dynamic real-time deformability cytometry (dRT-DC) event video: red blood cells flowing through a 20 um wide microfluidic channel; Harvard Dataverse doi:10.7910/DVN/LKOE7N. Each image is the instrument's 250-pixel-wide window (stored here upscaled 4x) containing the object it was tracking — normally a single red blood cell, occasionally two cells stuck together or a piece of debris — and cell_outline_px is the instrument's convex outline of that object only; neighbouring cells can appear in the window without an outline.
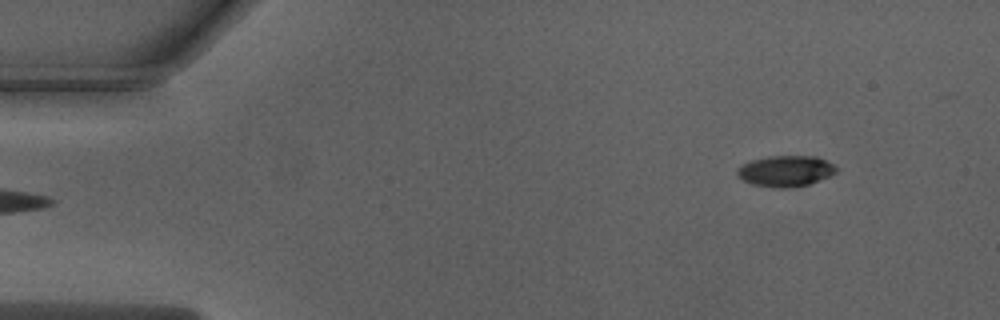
{"species": "Egyptian fruit bat (a non-hibernating species)", "species_latin": "Rousettus aegyptiacus", "temperature_condition": "warm", "stored_images_in_passage": 43, "camera_frame_rate_fps": 3000, "um_per_image_px": 0.085, "animal": {"sex": "male"}, "frame": {"image": 1, "passage_image": 1, "time_ms": 0.0, "image_size_px": [1000, 320], "cell_outline_px": [[840, 168], [836, 172], [828, 176], [808, 184], [784, 188], [776, 188], [752, 184], [744, 180], [736, 172], [736, 168], [740, 164], [752, 160], [768, 156], [816, 156]], "centroid_in_image_um": [66.75, 14.52], "position_along_channel_um": 18.2, "area_um2": 17.74}}
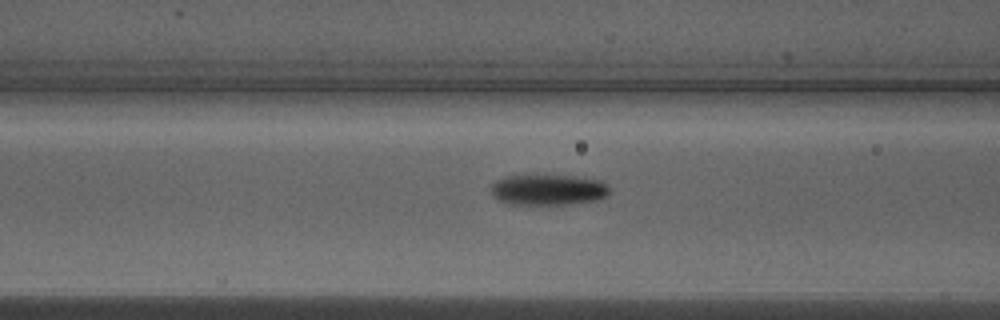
{"frame": {"image": 2, "passage_image": 16, "time_ms": 5.0, "image_size_px": [1000, 320], "cell_outline_px": [[608, 196], [596, 200], [568, 204], [512, 204], [500, 200], [492, 192], [492, 184], [496, 180], [508, 176], [524, 172], [572, 176], [604, 180], [608, 184]], "centroid_in_image_um": [46.62, 16.07], "position_along_channel_um": 120.0, "area_um2": 21.85}}
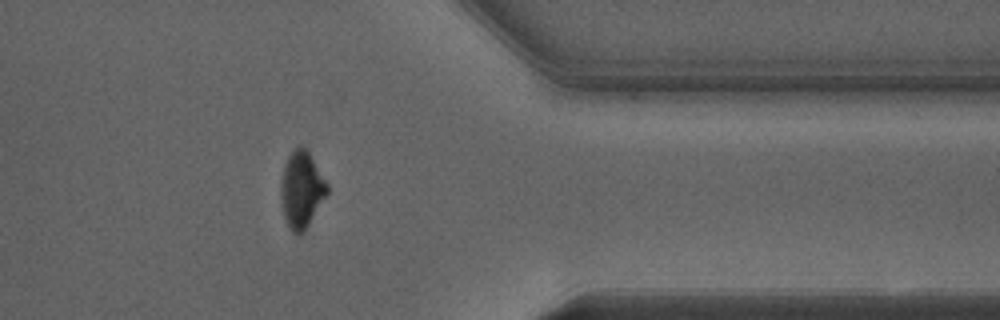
{"frame": {"image": 3, "passage_image": 37, "time_ms": 12.0, "image_size_px": [1000, 320], "cell_outline_px": [[328, 192], [304, 232], [292, 232], [284, 216], [280, 192], [280, 188], [284, 164], [288, 156], [300, 144], [308, 152], [328, 184]], "centroid_in_image_um": [25.63, 16.1], "position_along_channel_um": 385.8, "area_um2": 20.17}, "authors_computed_cell_mechanics": {"area_um2": 20.6924, "velocity_mm_per_s": 4.0232, "shape_relaxation_time_tau1_ms": 3.1961, "shape_relaxation_time_tau2_ms": null, "deformation_change_tau1": 0.171, "deformation_change_tau2": null}}